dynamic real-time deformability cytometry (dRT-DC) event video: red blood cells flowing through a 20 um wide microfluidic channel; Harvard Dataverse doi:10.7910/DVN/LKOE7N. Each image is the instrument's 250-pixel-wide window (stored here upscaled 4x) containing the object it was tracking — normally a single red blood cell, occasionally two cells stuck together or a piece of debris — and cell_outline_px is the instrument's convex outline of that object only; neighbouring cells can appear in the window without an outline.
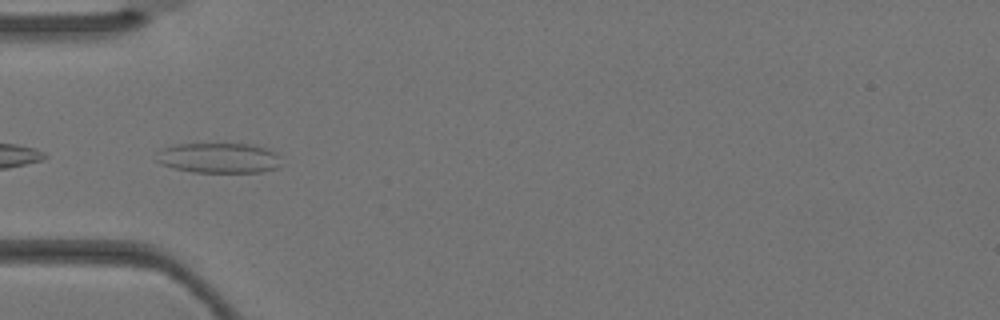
{"species": "Egyptian fruit bat (a non-hibernating species)", "species_latin": "Rousettus aegyptiacus", "temperature_condition": "warm", "stored_images_in_passage": 4, "camera_frame_rate_fps": 3000, "um_per_image_px": 0.085, "animal": {"sex": "female"}, "frame": {"image": 1, "passage_image": 4, "time_ms": 1.0, "image_size_px": [1000, 320], "cell_outline_px": [[284, 164], [276, 168], [264, 172], [192, 172], [172, 168], [160, 164], [156, 160], [156, 152], [172, 144], [252, 144], [276, 152], [280, 156]], "centroid_in_image_um": [18.61, 13.43], "position_along_channel_um": 66.4, "area_um2": 22.37}}